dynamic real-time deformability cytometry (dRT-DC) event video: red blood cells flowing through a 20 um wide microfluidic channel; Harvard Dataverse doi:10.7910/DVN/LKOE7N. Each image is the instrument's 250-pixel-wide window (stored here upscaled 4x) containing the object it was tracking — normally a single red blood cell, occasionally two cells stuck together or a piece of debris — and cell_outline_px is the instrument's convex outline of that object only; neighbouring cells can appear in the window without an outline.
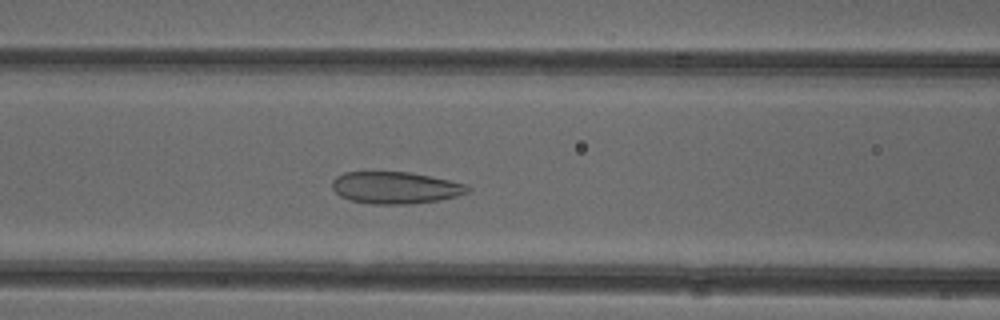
{"species": "common noctule bat (a hibernating species)", "species_latin": "Nyctalus noctula", "temperature_condition": "cold", "stored_images_in_passage": 46, "camera_frame_rate_fps": 3000, "um_per_image_px": 0.085, "animal": {"sex": "female"}, "frame": {"image": 1, "passage_image": 15, "time_ms": 4.667, "image_size_px": [1000, 320], "cell_outline_px": [[472, 188], [468, 192], [456, 196], [440, 200], [408, 204], [372, 204], [352, 200], [340, 196], [332, 188], [332, 180], [336, 176], [344, 172], [408, 172], [468, 184]], "centroid_in_image_um": [33.61, 15.95], "position_along_channel_um": 133.0, "area_um2": 25.14}}
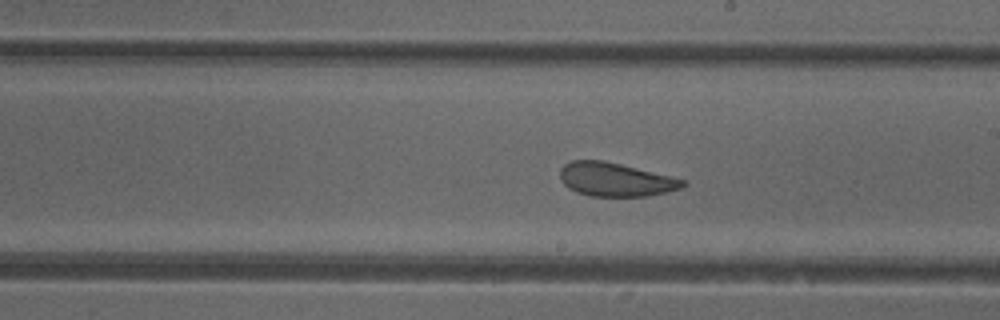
{"frame": {"image": 2, "passage_image": 23, "time_ms": 7.333, "image_size_px": [1000, 320], "cell_outline_px": [[688, 184], [680, 188], [668, 192], [648, 196], [588, 196], [576, 192], [568, 188], [560, 180], [560, 168], [564, 164], [572, 160], [600, 160], [620, 164], [688, 180]], "centroid_in_image_um": [52.32, 15.27], "position_along_channel_um": 236.7, "area_um2": 24.22}}
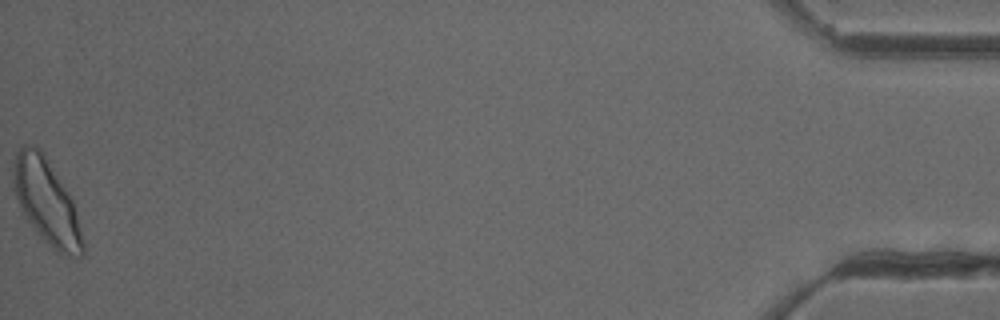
{"frame": {"image": 3, "passage_image": 46, "time_ms": 15.0, "image_size_px": [1000, 320], "cell_outline_px": [[84, 252], [80, 256], [68, 260], [56, 252], [40, 236], [24, 216], [16, 196], [12, 176], [12, 172], [16, 152], [24, 144], [28, 144], [40, 148], [44, 152], [72, 200], [84, 244]], "centroid_in_image_um": [3.95, 17.17], "position_along_channel_um": 431.2, "area_um2": 34.28}, "authors_computed_cell_mechanics": {"area_um2": 26.7614, "velocity_mm_per_s": 3.8917, "shape_relaxation_time_tau1_ms": 8.4415, "shape_relaxation_time_tau2_ms": 1.2831, "deformation_change_tau1": 0.1239, "deformation_change_tau2": 0.087}}